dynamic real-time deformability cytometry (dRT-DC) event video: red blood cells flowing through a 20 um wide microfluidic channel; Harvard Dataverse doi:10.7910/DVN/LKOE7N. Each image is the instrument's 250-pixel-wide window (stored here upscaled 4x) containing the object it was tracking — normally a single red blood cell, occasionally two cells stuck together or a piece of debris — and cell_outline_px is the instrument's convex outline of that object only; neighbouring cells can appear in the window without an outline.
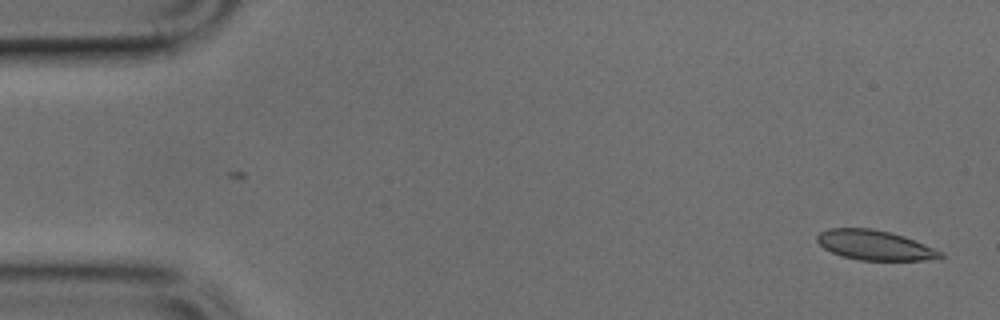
{"species": "common noctule bat (a hibernating species)", "species_latin": "Nyctalus noctula", "temperature_condition": "cold", "stored_images_in_passage": 5, "camera_frame_rate_fps": 3000, "um_per_image_px": 0.085, "animal": {"sex": "male", "body_mass_g": 17.9, "forearm_length_mm": 54.2}, "frame": {"image": 1, "passage_image": 1, "time_ms": 0.0, "image_size_px": [1000, 320], "cell_outline_px": [[944, 256], [940, 260], [860, 260], [840, 256], [824, 248], [816, 240], [816, 236], [820, 232], [828, 228], [872, 228], [892, 232], [904, 236], [944, 252]], "centroid_in_image_um": [74.39, 20.84], "position_along_channel_um": 10.6, "area_um2": 21.68}}